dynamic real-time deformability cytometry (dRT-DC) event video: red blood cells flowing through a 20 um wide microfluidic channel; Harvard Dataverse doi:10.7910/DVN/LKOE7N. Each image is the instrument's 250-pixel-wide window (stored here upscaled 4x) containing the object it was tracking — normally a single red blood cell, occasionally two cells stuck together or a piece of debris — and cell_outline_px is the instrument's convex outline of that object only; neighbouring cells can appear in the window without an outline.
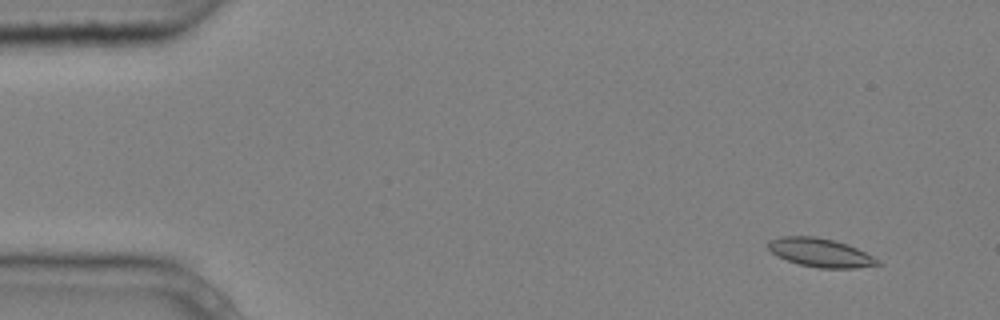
{"species": "common noctule bat (a hibernating species)", "species_latin": "Nyctalus noctula", "temperature_condition": "cold", "stored_images_in_passage": 5, "camera_frame_rate_fps": 3000, "um_per_image_px": 0.085, "animal": {"sex": "male", "body_mass_g": 20.4}, "frame": {"image": 1, "passage_image": 2, "time_ms": 0.333, "image_size_px": [1000, 320], "cell_outline_px": [[884, 264], [856, 268], [820, 268], [800, 264], [788, 260], [772, 252], [768, 248], [768, 240], [780, 236], [816, 236], [832, 240], [856, 248], [880, 260]], "centroid_in_image_um": [69.74, 21.47], "position_along_channel_um": 15.3, "area_um2": 18.03}}
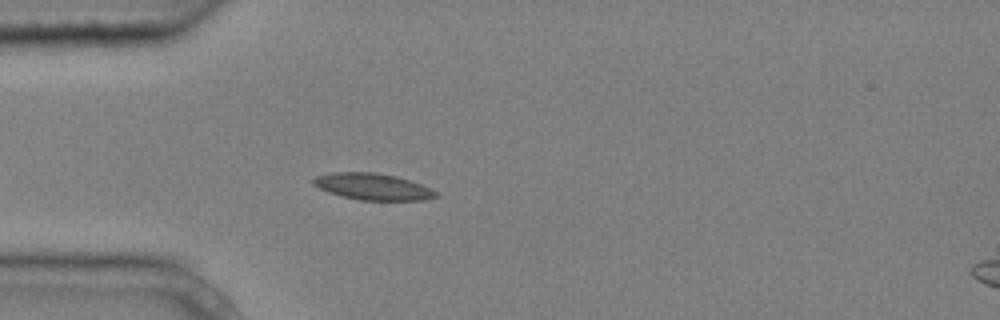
{"frame": {"image": 2, "passage_image": 5, "time_ms": 1.333, "image_size_px": [1000, 320], "cell_outline_px": [[440, 196], [424, 200], [360, 200], [328, 192], [312, 184], [312, 180], [316, 176], [328, 172], [376, 172], [396, 176], [432, 188], [440, 192]], "centroid_in_image_um": [31.72, 15.86], "position_along_channel_um": 53.3, "area_um2": 19.07}}